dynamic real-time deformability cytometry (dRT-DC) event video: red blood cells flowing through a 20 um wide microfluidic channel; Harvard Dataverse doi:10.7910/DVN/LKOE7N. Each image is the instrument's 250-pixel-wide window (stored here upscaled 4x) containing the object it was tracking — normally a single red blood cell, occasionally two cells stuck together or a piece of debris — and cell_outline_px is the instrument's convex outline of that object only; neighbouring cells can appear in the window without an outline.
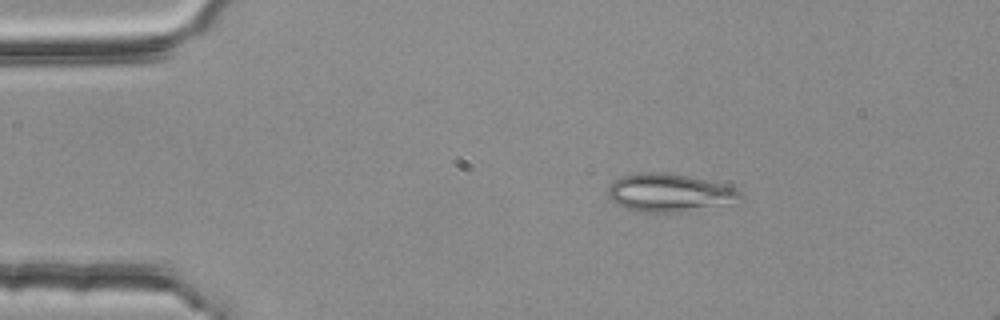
{"species": "common noctule bat (a hibernating species)", "species_latin": "Nyctalus noctula", "temperature_condition": "room temperature", "stored_images_in_passage": 2, "camera_frame_rate_fps": 3000, "um_per_image_px": 0.085, "animal": {"sex": "female", "body_mass_g": 25.1}, "frame": {"image": 1, "passage_image": 1, "time_ms": 0.0, "image_size_px": [1000, 320], "cell_outline_px": [[744, 200], [736, 204], [688, 212], [640, 212], [616, 204], [608, 196], [608, 188], [612, 180], [620, 176], [640, 172], [664, 172], [688, 176], [736, 188], [744, 196]], "centroid_in_image_um": [56.96, 16.4], "position_along_channel_um": 28.0, "area_um2": 30.0}}